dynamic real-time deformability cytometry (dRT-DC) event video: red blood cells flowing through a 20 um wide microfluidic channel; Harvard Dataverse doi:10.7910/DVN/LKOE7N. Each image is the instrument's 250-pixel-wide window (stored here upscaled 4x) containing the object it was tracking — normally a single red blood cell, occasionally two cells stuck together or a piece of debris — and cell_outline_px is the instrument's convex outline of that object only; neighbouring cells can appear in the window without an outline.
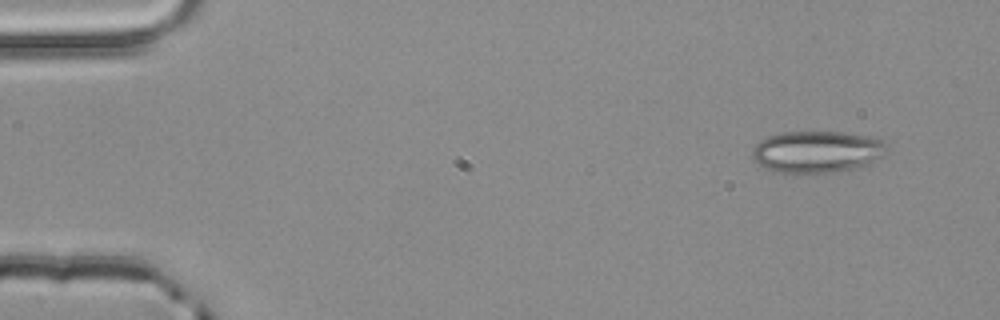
{"species": "common noctule bat (a hibernating species)", "species_latin": "Nyctalus noctula", "temperature_condition": "room temperature", "stored_images_in_passage": 4, "camera_frame_rate_fps": 3000, "um_per_image_px": 0.085, "animal": {"sex": "male", "body_mass_g": 20.4}, "frame": {"image": 1, "passage_image": 1, "time_ms": 0.0, "image_size_px": [1000, 320], "cell_outline_px": [[888, 152], [884, 156], [872, 164], [832, 172], [772, 172], [756, 164], [752, 156], [752, 148], [760, 140], [768, 136], [780, 132], [844, 132], [876, 136], [884, 140], [888, 144]], "centroid_in_image_um": [69.5, 12.88], "position_along_channel_um": 15.5, "area_um2": 33.47}}